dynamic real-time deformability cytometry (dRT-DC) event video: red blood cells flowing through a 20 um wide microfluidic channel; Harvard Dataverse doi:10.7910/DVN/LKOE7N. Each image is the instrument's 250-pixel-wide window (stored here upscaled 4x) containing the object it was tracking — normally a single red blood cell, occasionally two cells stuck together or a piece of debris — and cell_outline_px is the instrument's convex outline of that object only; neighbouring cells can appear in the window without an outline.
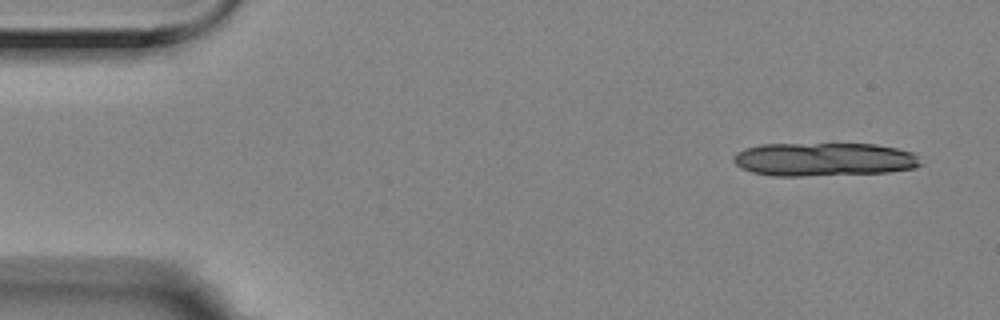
{"species": "Egyptian fruit bat (a non-hibernating species)", "species_latin": "Rousettus aegyptiacus", "temperature_condition": "room temperature", "stored_images_in_passage": 5, "camera_frame_rate_fps": 3000, "um_per_image_px": 0.085, "animal": {"sex": "female"}, "frame": {"image": 1, "passage_image": 1, "time_ms": 0.0, "image_size_px": [1000, 320], "cell_outline_px": [[924, 164], [916, 168], [888, 172], [804, 176], [772, 176], [752, 172], [740, 168], [732, 160], [732, 156], [736, 152], [744, 148], [760, 144], [876, 144], [896, 148], [912, 152]], "centroid_in_image_um": [70.01, 13.55], "position_along_channel_um": 15.0, "area_um2": 36.82}}
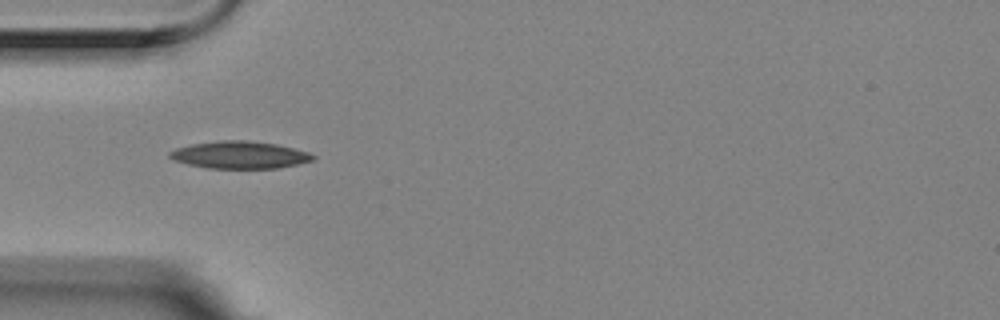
{"frame": {"image": 2, "passage_image": 5, "time_ms": 1.333, "image_size_px": [1000, 320], "cell_outline_px": [[316, 160], [280, 168], [208, 168], [188, 164], [176, 160], [168, 156], [168, 152], [176, 148], [192, 144], [220, 140], [244, 140], [276, 144], [308, 152], [316, 156]], "centroid_in_image_um": [20.4, 13.17], "position_along_channel_um": 64.6, "area_um2": 22.72}}